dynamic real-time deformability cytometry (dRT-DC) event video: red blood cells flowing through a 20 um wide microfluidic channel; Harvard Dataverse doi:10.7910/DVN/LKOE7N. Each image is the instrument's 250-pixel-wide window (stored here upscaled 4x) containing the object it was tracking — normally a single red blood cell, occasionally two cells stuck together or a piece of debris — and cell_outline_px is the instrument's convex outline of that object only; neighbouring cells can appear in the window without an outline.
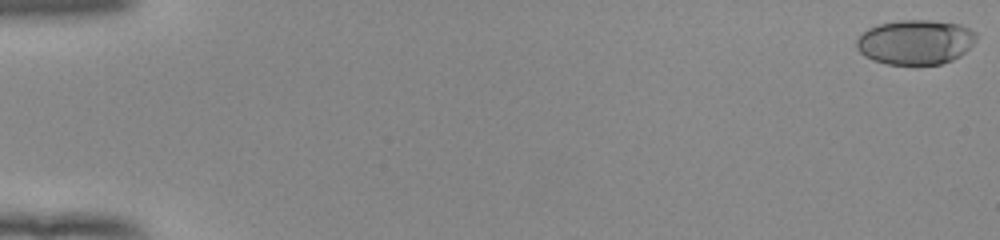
{"species": "human", "species_latin": "Homo sapiens", "temperature_condition": "room temperature", "stored_images_in_passage": 53, "camera_frame_rate_fps": 3000, "um_per_image_px": 0.085, "donor": {"sex": "female"}, "frame": {"image": 1, "passage_image": 1, "time_ms": 0.0, "image_size_px": [1000, 240], "cell_outline_px": [[976, 40], [960, 56], [952, 60], [940, 64], [888, 64], [872, 60], [864, 56], [856, 48], [856, 40], [868, 28], [880, 24], [900, 20], [928, 20], [960, 24], [976, 32]], "centroid_in_image_um": [77.8, 3.58], "position_along_channel_um": 7.2, "area_um2": 31.1}}
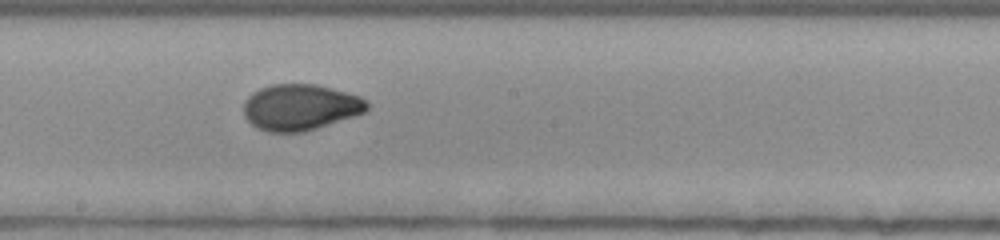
{"frame": {"image": 2, "passage_image": 31, "time_ms": 10.0, "image_size_px": [1000, 240], "cell_outline_px": [[368, 108], [364, 112], [304, 132], [268, 132], [256, 128], [244, 116], [244, 100], [252, 92], [260, 88], [272, 84], [316, 84], [332, 88], [360, 96], [368, 104]], "centroid_in_image_um": [25.48, 9.11], "position_along_channel_um": 222.7, "area_um2": 33.0}}
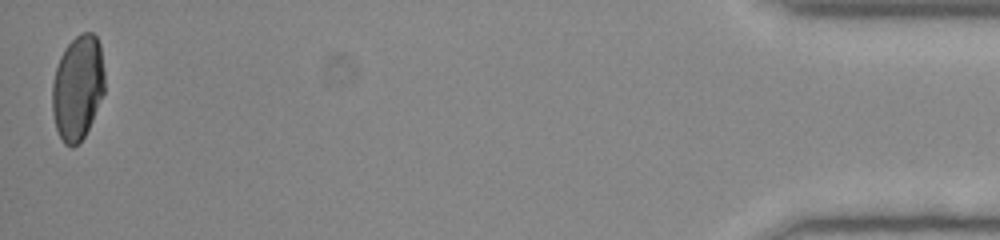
{"frame": {"image": 3, "passage_image": 53, "time_ms": 17.333, "image_size_px": [1000, 240], "cell_outline_px": [[104, 92], [92, 120], [84, 136], [72, 148], [64, 144], [56, 128], [52, 112], [52, 84], [56, 68], [60, 56], [64, 48], [80, 32], [92, 32], [96, 36], [100, 44], [104, 68]], "centroid_in_image_um": [6.6, 7.42], "position_along_channel_um": 428.6, "area_um2": 32.02}, "authors_computed_cell_mechanics": {"area_um2": 32.368, "velocity_mm_per_s": 3.963, "shape_relaxation_time_tau1_ms": 5.9236, "shape_relaxation_time_tau2_ms": 0.8311, "deformation_change_tau1": 0.2006, "deformation_change_tau2": 0.0422}}